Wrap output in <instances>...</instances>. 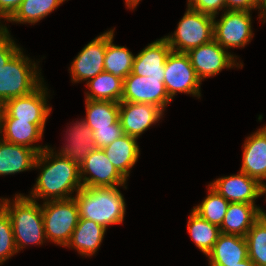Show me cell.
Returning <instances> with one entry per match:
<instances>
[{
    "mask_svg": "<svg viewBox=\"0 0 266 266\" xmlns=\"http://www.w3.org/2000/svg\"><path fill=\"white\" fill-rule=\"evenodd\" d=\"M34 168L41 170L28 198L44 202L73 198L82 188L80 166L60 156L49 146L37 154Z\"/></svg>",
    "mask_w": 266,
    "mask_h": 266,
    "instance_id": "cell-1",
    "label": "cell"
},
{
    "mask_svg": "<svg viewBox=\"0 0 266 266\" xmlns=\"http://www.w3.org/2000/svg\"><path fill=\"white\" fill-rule=\"evenodd\" d=\"M74 198L79 219L92 220L106 229L124 221L126 203L117 187H82Z\"/></svg>",
    "mask_w": 266,
    "mask_h": 266,
    "instance_id": "cell-2",
    "label": "cell"
},
{
    "mask_svg": "<svg viewBox=\"0 0 266 266\" xmlns=\"http://www.w3.org/2000/svg\"><path fill=\"white\" fill-rule=\"evenodd\" d=\"M0 206L10 217L18 252L26 248V245H42L47 240L42 208L37 201L22 194H16L12 200L0 198Z\"/></svg>",
    "mask_w": 266,
    "mask_h": 266,
    "instance_id": "cell-3",
    "label": "cell"
},
{
    "mask_svg": "<svg viewBox=\"0 0 266 266\" xmlns=\"http://www.w3.org/2000/svg\"><path fill=\"white\" fill-rule=\"evenodd\" d=\"M36 64L21 48L0 68V107L11 98L32 93L44 82Z\"/></svg>",
    "mask_w": 266,
    "mask_h": 266,
    "instance_id": "cell-4",
    "label": "cell"
},
{
    "mask_svg": "<svg viewBox=\"0 0 266 266\" xmlns=\"http://www.w3.org/2000/svg\"><path fill=\"white\" fill-rule=\"evenodd\" d=\"M187 7L174 34L163 37L172 51L187 53L214 39V16Z\"/></svg>",
    "mask_w": 266,
    "mask_h": 266,
    "instance_id": "cell-5",
    "label": "cell"
},
{
    "mask_svg": "<svg viewBox=\"0 0 266 266\" xmlns=\"http://www.w3.org/2000/svg\"><path fill=\"white\" fill-rule=\"evenodd\" d=\"M41 208L46 239L66 247L79 221L75 198L46 201Z\"/></svg>",
    "mask_w": 266,
    "mask_h": 266,
    "instance_id": "cell-6",
    "label": "cell"
},
{
    "mask_svg": "<svg viewBox=\"0 0 266 266\" xmlns=\"http://www.w3.org/2000/svg\"><path fill=\"white\" fill-rule=\"evenodd\" d=\"M164 84L171 99L177 93L192 94L200 98L201 80L196 75L187 53L172 51L165 61Z\"/></svg>",
    "mask_w": 266,
    "mask_h": 266,
    "instance_id": "cell-7",
    "label": "cell"
},
{
    "mask_svg": "<svg viewBox=\"0 0 266 266\" xmlns=\"http://www.w3.org/2000/svg\"><path fill=\"white\" fill-rule=\"evenodd\" d=\"M48 88L42 83L32 93L11 98L0 107V119H18L46 124L52 108L47 104Z\"/></svg>",
    "mask_w": 266,
    "mask_h": 266,
    "instance_id": "cell-8",
    "label": "cell"
},
{
    "mask_svg": "<svg viewBox=\"0 0 266 266\" xmlns=\"http://www.w3.org/2000/svg\"><path fill=\"white\" fill-rule=\"evenodd\" d=\"M251 11L225 10L217 21L214 17V40L225 50L244 48L253 36Z\"/></svg>",
    "mask_w": 266,
    "mask_h": 266,
    "instance_id": "cell-9",
    "label": "cell"
},
{
    "mask_svg": "<svg viewBox=\"0 0 266 266\" xmlns=\"http://www.w3.org/2000/svg\"><path fill=\"white\" fill-rule=\"evenodd\" d=\"M187 54L201 81L219 74L225 68L243 67V63L239 64L236 61L237 56L225 50L214 39L207 44L190 49Z\"/></svg>",
    "mask_w": 266,
    "mask_h": 266,
    "instance_id": "cell-10",
    "label": "cell"
},
{
    "mask_svg": "<svg viewBox=\"0 0 266 266\" xmlns=\"http://www.w3.org/2000/svg\"><path fill=\"white\" fill-rule=\"evenodd\" d=\"M171 101L165 88L164 77H143L131 72L124 78L121 102L150 103L164 112Z\"/></svg>",
    "mask_w": 266,
    "mask_h": 266,
    "instance_id": "cell-11",
    "label": "cell"
},
{
    "mask_svg": "<svg viewBox=\"0 0 266 266\" xmlns=\"http://www.w3.org/2000/svg\"><path fill=\"white\" fill-rule=\"evenodd\" d=\"M89 174V176H87ZM82 187H126L127 180L115 169L103 149L91 151L80 165Z\"/></svg>",
    "mask_w": 266,
    "mask_h": 266,
    "instance_id": "cell-12",
    "label": "cell"
},
{
    "mask_svg": "<svg viewBox=\"0 0 266 266\" xmlns=\"http://www.w3.org/2000/svg\"><path fill=\"white\" fill-rule=\"evenodd\" d=\"M230 203H247L255 205V200L262 196V184L246 173L217 178L208 184Z\"/></svg>",
    "mask_w": 266,
    "mask_h": 266,
    "instance_id": "cell-13",
    "label": "cell"
},
{
    "mask_svg": "<svg viewBox=\"0 0 266 266\" xmlns=\"http://www.w3.org/2000/svg\"><path fill=\"white\" fill-rule=\"evenodd\" d=\"M106 32L94 38L78 53L70 66L71 81H87L104 72Z\"/></svg>",
    "mask_w": 266,
    "mask_h": 266,
    "instance_id": "cell-14",
    "label": "cell"
},
{
    "mask_svg": "<svg viewBox=\"0 0 266 266\" xmlns=\"http://www.w3.org/2000/svg\"><path fill=\"white\" fill-rule=\"evenodd\" d=\"M164 112L150 103H119V121L124 134L141 136L150 126L163 117Z\"/></svg>",
    "mask_w": 266,
    "mask_h": 266,
    "instance_id": "cell-15",
    "label": "cell"
},
{
    "mask_svg": "<svg viewBox=\"0 0 266 266\" xmlns=\"http://www.w3.org/2000/svg\"><path fill=\"white\" fill-rule=\"evenodd\" d=\"M242 158L240 171L263 185L266 180V126L246 138Z\"/></svg>",
    "mask_w": 266,
    "mask_h": 266,
    "instance_id": "cell-16",
    "label": "cell"
},
{
    "mask_svg": "<svg viewBox=\"0 0 266 266\" xmlns=\"http://www.w3.org/2000/svg\"><path fill=\"white\" fill-rule=\"evenodd\" d=\"M171 47L162 37L146 46L133 60L132 73L143 77H164L165 61Z\"/></svg>",
    "mask_w": 266,
    "mask_h": 266,
    "instance_id": "cell-17",
    "label": "cell"
},
{
    "mask_svg": "<svg viewBox=\"0 0 266 266\" xmlns=\"http://www.w3.org/2000/svg\"><path fill=\"white\" fill-rule=\"evenodd\" d=\"M44 128L45 124H32L18 119H0V133L3 136L0 138L8 143L26 146L39 154L48 145L33 146V144L42 140Z\"/></svg>",
    "mask_w": 266,
    "mask_h": 266,
    "instance_id": "cell-18",
    "label": "cell"
},
{
    "mask_svg": "<svg viewBox=\"0 0 266 266\" xmlns=\"http://www.w3.org/2000/svg\"><path fill=\"white\" fill-rule=\"evenodd\" d=\"M207 257L209 266H235L248 258L246 238L221 233Z\"/></svg>",
    "mask_w": 266,
    "mask_h": 266,
    "instance_id": "cell-19",
    "label": "cell"
},
{
    "mask_svg": "<svg viewBox=\"0 0 266 266\" xmlns=\"http://www.w3.org/2000/svg\"><path fill=\"white\" fill-rule=\"evenodd\" d=\"M74 124L67 129L68 132L66 131L67 144L59 153L58 151L56 153L80 166L88 154L97 150L98 147L92 136L93 131L85 124L84 119H81L80 122L76 121Z\"/></svg>",
    "mask_w": 266,
    "mask_h": 266,
    "instance_id": "cell-20",
    "label": "cell"
},
{
    "mask_svg": "<svg viewBox=\"0 0 266 266\" xmlns=\"http://www.w3.org/2000/svg\"><path fill=\"white\" fill-rule=\"evenodd\" d=\"M259 206L247 203H229L226 215L220 226L223 234L239 235L245 237L253 224L262 216Z\"/></svg>",
    "mask_w": 266,
    "mask_h": 266,
    "instance_id": "cell-21",
    "label": "cell"
},
{
    "mask_svg": "<svg viewBox=\"0 0 266 266\" xmlns=\"http://www.w3.org/2000/svg\"><path fill=\"white\" fill-rule=\"evenodd\" d=\"M137 138L123 134L113 143L103 148L107 158L115 169L126 179L136 164L140 150Z\"/></svg>",
    "mask_w": 266,
    "mask_h": 266,
    "instance_id": "cell-22",
    "label": "cell"
},
{
    "mask_svg": "<svg viewBox=\"0 0 266 266\" xmlns=\"http://www.w3.org/2000/svg\"><path fill=\"white\" fill-rule=\"evenodd\" d=\"M36 157L37 153L33 149L0 138V176L33 169Z\"/></svg>",
    "mask_w": 266,
    "mask_h": 266,
    "instance_id": "cell-23",
    "label": "cell"
},
{
    "mask_svg": "<svg viewBox=\"0 0 266 266\" xmlns=\"http://www.w3.org/2000/svg\"><path fill=\"white\" fill-rule=\"evenodd\" d=\"M106 228L88 219H79L66 247L76 249L81 256H93L101 246Z\"/></svg>",
    "mask_w": 266,
    "mask_h": 266,
    "instance_id": "cell-24",
    "label": "cell"
},
{
    "mask_svg": "<svg viewBox=\"0 0 266 266\" xmlns=\"http://www.w3.org/2000/svg\"><path fill=\"white\" fill-rule=\"evenodd\" d=\"M114 30L106 31L104 71L124 80L132 72L135 56L127 47L113 43Z\"/></svg>",
    "mask_w": 266,
    "mask_h": 266,
    "instance_id": "cell-25",
    "label": "cell"
},
{
    "mask_svg": "<svg viewBox=\"0 0 266 266\" xmlns=\"http://www.w3.org/2000/svg\"><path fill=\"white\" fill-rule=\"evenodd\" d=\"M86 99L120 103L123 96L124 80L108 72H102L86 83Z\"/></svg>",
    "mask_w": 266,
    "mask_h": 266,
    "instance_id": "cell-26",
    "label": "cell"
},
{
    "mask_svg": "<svg viewBox=\"0 0 266 266\" xmlns=\"http://www.w3.org/2000/svg\"><path fill=\"white\" fill-rule=\"evenodd\" d=\"M85 124L94 132L97 129L113 128L119 119V103L85 99Z\"/></svg>",
    "mask_w": 266,
    "mask_h": 266,
    "instance_id": "cell-27",
    "label": "cell"
},
{
    "mask_svg": "<svg viewBox=\"0 0 266 266\" xmlns=\"http://www.w3.org/2000/svg\"><path fill=\"white\" fill-rule=\"evenodd\" d=\"M187 229L197 248L206 256L211 252L221 234L219 226L211 224L193 209L188 219Z\"/></svg>",
    "mask_w": 266,
    "mask_h": 266,
    "instance_id": "cell-28",
    "label": "cell"
},
{
    "mask_svg": "<svg viewBox=\"0 0 266 266\" xmlns=\"http://www.w3.org/2000/svg\"><path fill=\"white\" fill-rule=\"evenodd\" d=\"M66 0H23L7 20L15 23L35 24L57 9Z\"/></svg>",
    "mask_w": 266,
    "mask_h": 266,
    "instance_id": "cell-29",
    "label": "cell"
},
{
    "mask_svg": "<svg viewBox=\"0 0 266 266\" xmlns=\"http://www.w3.org/2000/svg\"><path fill=\"white\" fill-rule=\"evenodd\" d=\"M245 238L248 258L256 266H266V213L253 224Z\"/></svg>",
    "mask_w": 266,
    "mask_h": 266,
    "instance_id": "cell-30",
    "label": "cell"
},
{
    "mask_svg": "<svg viewBox=\"0 0 266 266\" xmlns=\"http://www.w3.org/2000/svg\"><path fill=\"white\" fill-rule=\"evenodd\" d=\"M207 187L209 194L202 203L194 206L193 210L211 224L220 227L230 202L219 195L209 185Z\"/></svg>",
    "mask_w": 266,
    "mask_h": 266,
    "instance_id": "cell-31",
    "label": "cell"
},
{
    "mask_svg": "<svg viewBox=\"0 0 266 266\" xmlns=\"http://www.w3.org/2000/svg\"><path fill=\"white\" fill-rule=\"evenodd\" d=\"M16 253L18 251L10 217L0 206V265Z\"/></svg>",
    "mask_w": 266,
    "mask_h": 266,
    "instance_id": "cell-32",
    "label": "cell"
},
{
    "mask_svg": "<svg viewBox=\"0 0 266 266\" xmlns=\"http://www.w3.org/2000/svg\"><path fill=\"white\" fill-rule=\"evenodd\" d=\"M20 49L11 37L7 26L0 25V68L5 66Z\"/></svg>",
    "mask_w": 266,
    "mask_h": 266,
    "instance_id": "cell-33",
    "label": "cell"
},
{
    "mask_svg": "<svg viewBox=\"0 0 266 266\" xmlns=\"http://www.w3.org/2000/svg\"><path fill=\"white\" fill-rule=\"evenodd\" d=\"M123 130L120 124L119 119L113 124V128H104L97 129L93 132L92 136L95 140V143L99 149H103L104 147L113 143L116 139L122 136Z\"/></svg>",
    "mask_w": 266,
    "mask_h": 266,
    "instance_id": "cell-34",
    "label": "cell"
},
{
    "mask_svg": "<svg viewBox=\"0 0 266 266\" xmlns=\"http://www.w3.org/2000/svg\"><path fill=\"white\" fill-rule=\"evenodd\" d=\"M187 2V6L191 9L214 17L218 15L220 10H223V12L226 10L224 0H187Z\"/></svg>",
    "mask_w": 266,
    "mask_h": 266,
    "instance_id": "cell-35",
    "label": "cell"
},
{
    "mask_svg": "<svg viewBox=\"0 0 266 266\" xmlns=\"http://www.w3.org/2000/svg\"><path fill=\"white\" fill-rule=\"evenodd\" d=\"M22 1L23 0H0V19H4V21L8 20L19 8ZM0 25H2L1 22Z\"/></svg>",
    "mask_w": 266,
    "mask_h": 266,
    "instance_id": "cell-36",
    "label": "cell"
},
{
    "mask_svg": "<svg viewBox=\"0 0 266 266\" xmlns=\"http://www.w3.org/2000/svg\"><path fill=\"white\" fill-rule=\"evenodd\" d=\"M141 0H125V4L128 9H135Z\"/></svg>",
    "mask_w": 266,
    "mask_h": 266,
    "instance_id": "cell-37",
    "label": "cell"
},
{
    "mask_svg": "<svg viewBox=\"0 0 266 266\" xmlns=\"http://www.w3.org/2000/svg\"><path fill=\"white\" fill-rule=\"evenodd\" d=\"M235 266H256L249 258L243 260L240 263H237Z\"/></svg>",
    "mask_w": 266,
    "mask_h": 266,
    "instance_id": "cell-38",
    "label": "cell"
},
{
    "mask_svg": "<svg viewBox=\"0 0 266 266\" xmlns=\"http://www.w3.org/2000/svg\"><path fill=\"white\" fill-rule=\"evenodd\" d=\"M261 17L266 20V0H262Z\"/></svg>",
    "mask_w": 266,
    "mask_h": 266,
    "instance_id": "cell-39",
    "label": "cell"
},
{
    "mask_svg": "<svg viewBox=\"0 0 266 266\" xmlns=\"http://www.w3.org/2000/svg\"><path fill=\"white\" fill-rule=\"evenodd\" d=\"M266 194V183L262 185V195ZM266 201V200H265Z\"/></svg>",
    "mask_w": 266,
    "mask_h": 266,
    "instance_id": "cell-40",
    "label": "cell"
}]
</instances>
